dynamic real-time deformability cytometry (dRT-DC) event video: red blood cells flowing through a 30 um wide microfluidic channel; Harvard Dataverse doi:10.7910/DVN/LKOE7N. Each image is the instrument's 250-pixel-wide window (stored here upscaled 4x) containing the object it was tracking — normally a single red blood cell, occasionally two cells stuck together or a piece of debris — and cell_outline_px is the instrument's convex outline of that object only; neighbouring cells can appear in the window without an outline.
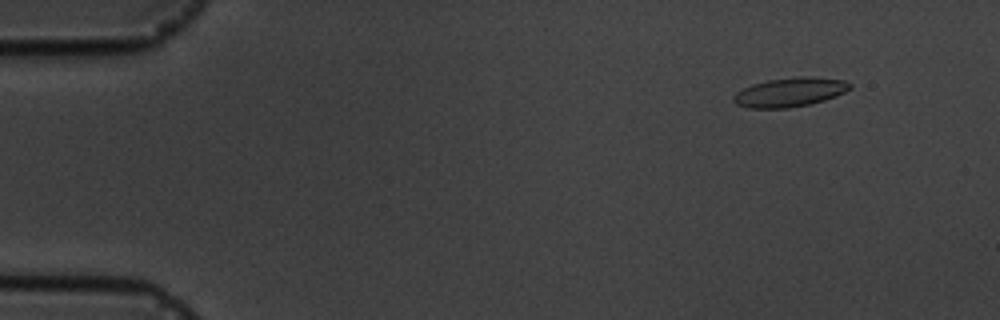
{"species": "common noctule bat (a hibernating species)", "species_latin": "Nyctalus noctula", "temperature_condition": "cold", "stored_images_in_passage": 6, "camera_frame_rate_fps": 3000, "um_per_image_px": 0.085, "animal": {"sex": "male", "body_mass_g": 19.5, "forearm_length_mm": 54.6}, "frame": {"image": 1, "passage_image": 2, "time_ms": 1.333, "image_size_px": [1000, 320], "cell_outline_px": [[852, 88], [836, 96], [824, 100], [808, 104], [788, 108], [748, 108], [736, 104], [732, 100], [732, 96], [736, 92], [752, 84], [768, 80], [800, 76], [812, 76], [844, 80], [852, 84]], "centroid_in_image_um": [67.13, 7.83], "position_along_channel_um": 17.9, "area_um2": 19.83}}
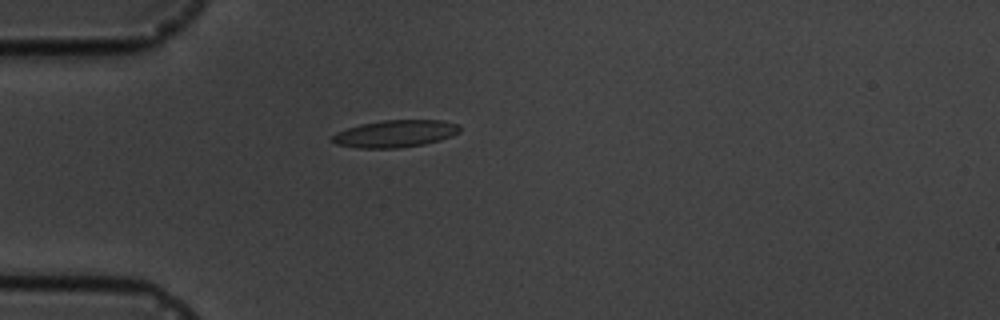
{"frame": {"image": 2, "passage_image": 5, "time_ms": 4.667, "image_size_px": [1000, 320], "cell_outline_px": [[460, 132], [452, 136], [440, 140], [424, 144], [400, 148], [360, 148], [336, 144], [332, 140], [332, 136], [336, 132], [360, 124], [384, 120], [444, 120], [460, 124]], "centroid_in_image_um": [33.64, 11.36], "position_along_channel_um": 51.4, "area_um2": 20.29}}